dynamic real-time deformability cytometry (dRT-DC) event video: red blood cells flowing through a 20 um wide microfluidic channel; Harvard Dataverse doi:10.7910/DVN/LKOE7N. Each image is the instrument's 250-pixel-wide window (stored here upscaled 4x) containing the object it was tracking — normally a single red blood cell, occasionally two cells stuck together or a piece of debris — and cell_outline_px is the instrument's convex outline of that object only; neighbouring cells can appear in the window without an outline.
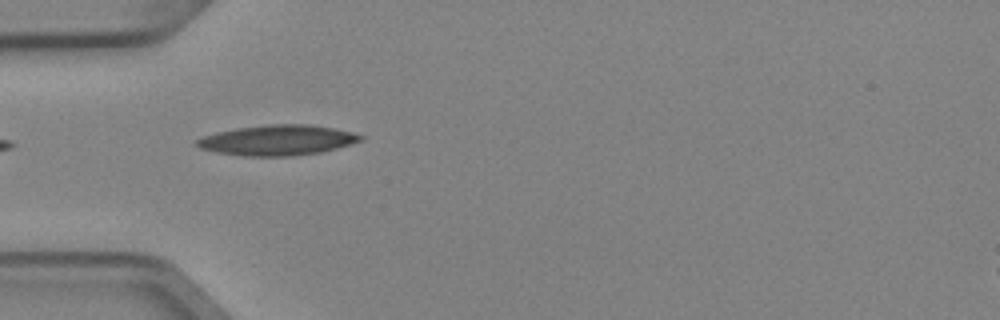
{"species": "Egyptian fruit bat (a non-hibernating species)", "species_latin": "Rousettus aegyptiacus", "temperature_condition": "cold", "stored_images_in_passage": 6, "camera_frame_rate_fps": 3000, "um_per_image_px": 0.085, "animal": {"sex": "female"}, "frame": {"image": 1, "passage_image": 4, "time_ms": 1.0, "image_size_px": [1000, 320], "cell_outline_px": [[364, 140], [336, 148], [320, 152], [292, 156], [244, 156], [216, 152], [200, 148], [196, 144], [196, 140], [204, 136], [216, 132], [236, 128], [268, 124], [308, 124], [332, 128], [352, 132], [364, 136]], "centroid_in_image_um": [23.59, 11.91], "position_along_channel_um": 61.4, "area_um2": 28.84}}
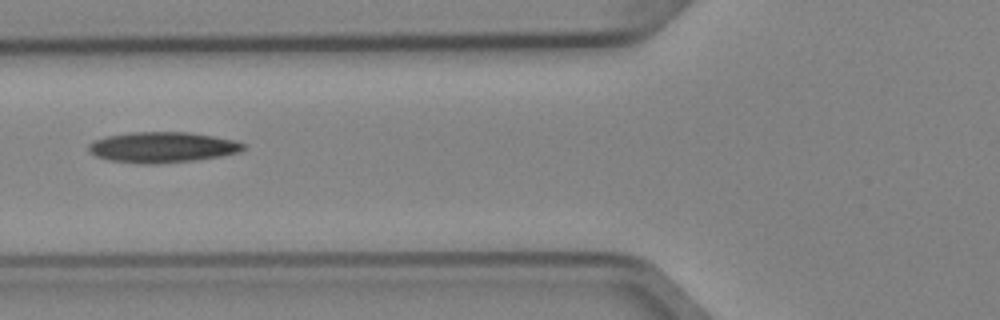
{"frame": {"image": 2, "passage_image": 5, "time_ms": 1.333, "image_size_px": [1000, 320], "cell_outline_px": [[248, 144], [240, 152], [220, 156], [196, 160], [152, 164], [148, 164], [108, 160], [96, 156], [88, 152], [88, 144], [96, 140], [108, 136], [128, 132], [188, 132], [236, 140]], "centroid_in_image_um": [13.82, 12.51], "position_along_channel_um": 112.0, "area_um2": 27.63}}
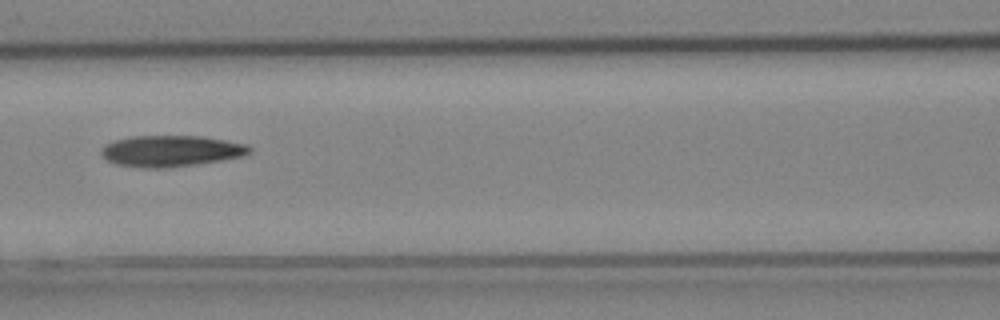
{"frame": {"image": 3, "passage_image": 6, "time_ms": 1.667, "image_size_px": [1000, 320], "cell_outline_px": [[252, 152], [240, 156], [224, 160], [196, 164], [164, 168], [144, 168], [116, 164], [108, 160], [100, 152], [100, 148], [104, 144], [112, 140], [132, 136], [200, 136], [248, 144], [252, 148]], "centroid_in_image_um": [14.51, 12.83], "position_along_channel_um": 152.1, "area_um2": 27.05}}